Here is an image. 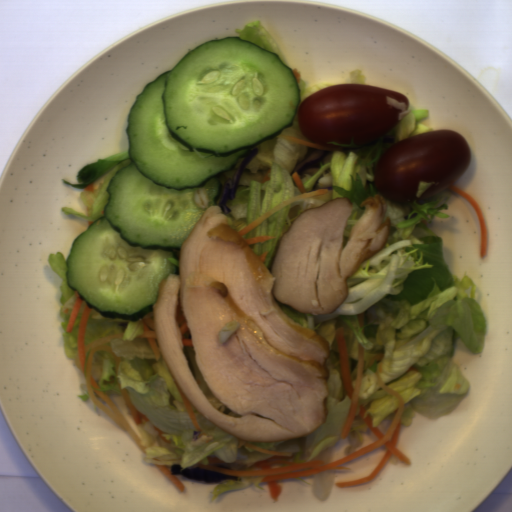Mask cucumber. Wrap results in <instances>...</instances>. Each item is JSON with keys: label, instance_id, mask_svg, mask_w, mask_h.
I'll list each match as a JSON object with an SVG mask.
<instances>
[{"label": "cucumber", "instance_id": "8b760119", "mask_svg": "<svg viewBox=\"0 0 512 512\" xmlns=\"http://www.w3.org/2000/svg\"><path fill=\"white\" fill-rule=\"evenodd\" d=\"M297 78L281 58L237 36L209 40L136 95L124 128L130 163L107 183L108 202L72 242L67 286L106 318L138 321L153 311L163 280L220 176L251 149L292 127Z\"/></svg>", "mask_w": 512, "mask_h": 512}]
</instances>
